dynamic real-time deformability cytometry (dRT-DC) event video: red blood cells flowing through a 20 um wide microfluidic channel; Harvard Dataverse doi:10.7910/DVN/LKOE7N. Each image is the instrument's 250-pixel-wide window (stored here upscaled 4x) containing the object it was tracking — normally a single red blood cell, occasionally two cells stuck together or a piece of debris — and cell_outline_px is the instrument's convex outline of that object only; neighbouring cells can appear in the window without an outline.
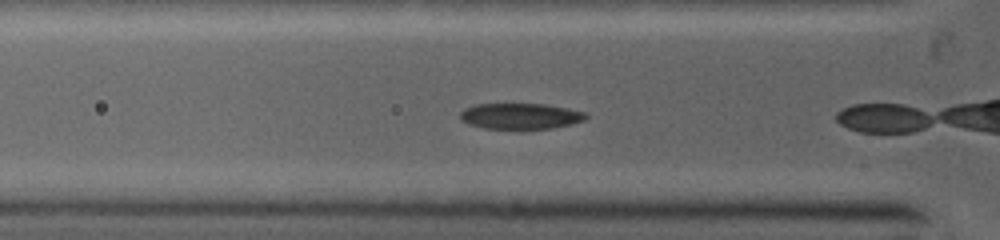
{"species": "common noctule bat (a hibernating species)", "species_latin": "Nyctalus noctula", "temperature_condition": "warm", "stored_images_in_passage": 7, "camera_frame_rate_fps": 5000, "um_per_image_px": 0.085, "animal": {"sex": "female", "body_mass_g": 19.0, "forearm_length_mm": 53.3}, "frame": {"image": 1, "passage_image": 7, "time_ms": 1.0, "image_size_px": [1000, 240], "cell_outline_px": [[588, 116], [584, 120], [552, 128], [484, 128], [468, 124], [460, 120], [460, 112], [464, 108], [472, 104], [544, 104], [588, 112]], "centroid_in_image_um": [44.2, 9.85], "position_along_channel_um": 81.6, "area_um2": 18.84}}